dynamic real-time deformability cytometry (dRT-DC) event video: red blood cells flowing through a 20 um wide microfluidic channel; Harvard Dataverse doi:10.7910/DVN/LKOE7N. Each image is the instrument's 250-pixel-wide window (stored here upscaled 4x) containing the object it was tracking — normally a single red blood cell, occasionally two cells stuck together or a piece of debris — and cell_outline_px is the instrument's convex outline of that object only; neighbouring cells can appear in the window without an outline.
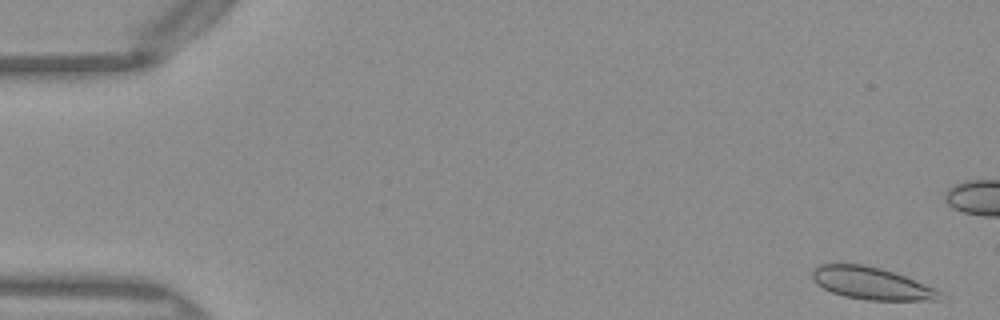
{"species": "Egyptian fruit bat (a non-hibernating species)", "species_latin": "Rousettus aegyptiacus", "temperature_condition": "warm", "stored_images_in_passage": 51, "camera_frame_rate_fps": 3000, "um_per_image_px": 0.085, "frame": {"image": 1, "passage_image": 2, "time_ms": 0.333, "image_size_px": [1000, 320], "cell_outline_px": [[940, 292], [936, 300], [868, 300], [844, 296], [832, 292], [816, 284], [812, 280], [812, 272], [820, 264], [864, 264], [880, 268], [904, 276], [932, 288]], "centroid_in_image_um": [73.98, 24.08], "position_along_channel_um": 11.0, "area_um2": 23.41}}
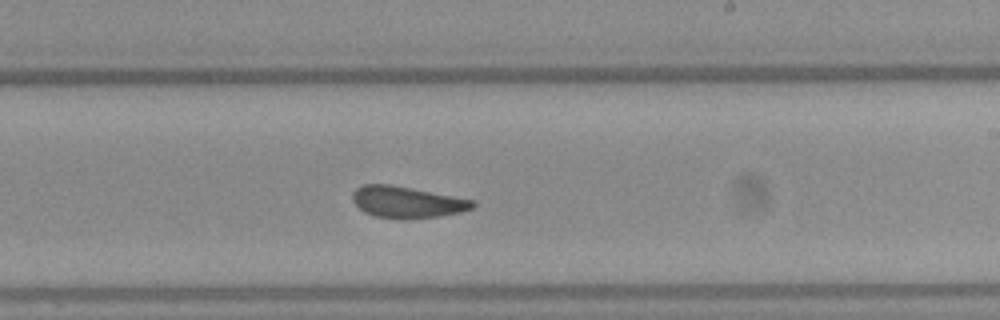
{"frame": {"image": 2, "passage_image": 30, "time_ms": 9.667, "image_size_px": [1000, 320], "cell_outline_px": [[476, 204], [472, 208], [460, 212], [440, 216], [372, 216], [364, 212], [352, 200], [352, 192], [356, 188], [364, 184], [388, 184], [476, 200]], "centroid_in_image_um": [34.59, 17.13], "position_along_channel_um": 254.4, "area_um2": 21.21}}
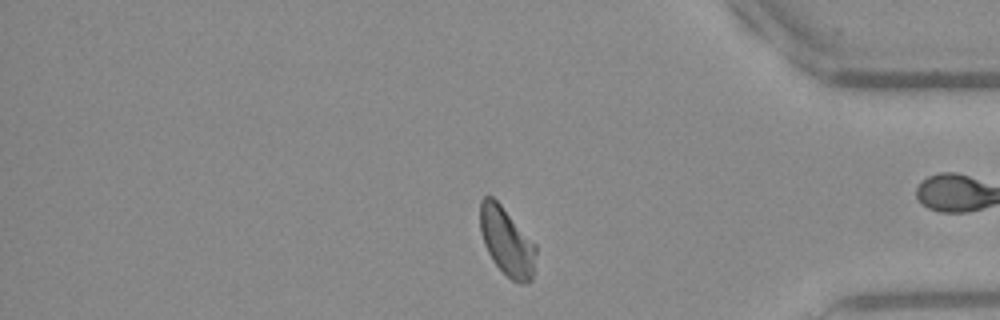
{"frame": {"image": 3, "passage_image": 42, "time_ms": 13.667, "image_size_px": [1000, 320], "cell_outline_px": [[536, 252], [532, 280], [528, 284], [520, 284], [512, 280], [492, 260], [484, 244], [480, 232], [480, 200], [484, 196], [492, 196], [500, 204], [536, 244]], "centroid_in_image_um": [43.08, 20.54], "position_along_channel_um": 392.1, "area_um2": 22.14}, "authors_computed_cell_mechanics": {"area_um2": 22.9466, "velocity_mm_per_s": 4.0402, "shape_relaxation_time_tau1_ms": 11.0077, "shape_relaxation_time_tau2_ms": 0.8352, "deformation_change_tau1": 0.1793, "deformation_change_tau2": 0.061}}